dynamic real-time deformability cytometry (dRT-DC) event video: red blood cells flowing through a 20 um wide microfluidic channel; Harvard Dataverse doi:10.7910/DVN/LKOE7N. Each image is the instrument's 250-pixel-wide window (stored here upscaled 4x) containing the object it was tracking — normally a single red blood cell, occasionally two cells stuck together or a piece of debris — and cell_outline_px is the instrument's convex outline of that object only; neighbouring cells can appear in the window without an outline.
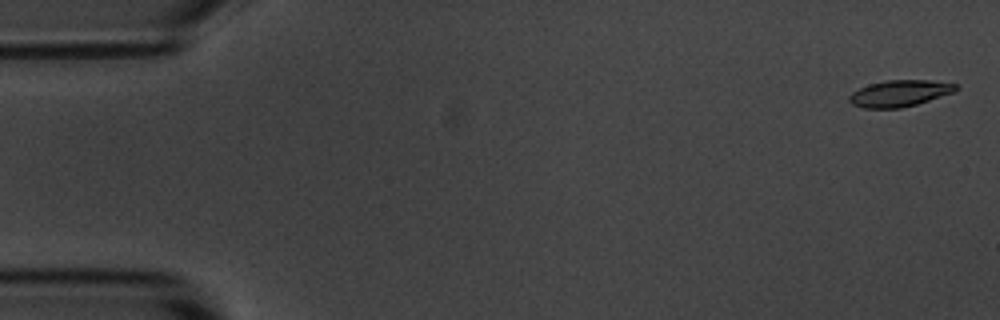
{"species": "common noctule bat (a hibernating species)", "species_latin": "Nyctalus noctula", "temperature_condition": "room temperature", "stored_images_in_passage": 5, "camera_frame_rate_fps": 3000, "um_per_image_px": 0.085, "animal": {"sex": "male", "body_mass_g": 20.1, "forearm_length_mm": 53.5}, "frame": {"image": 1, "passage_image": 1, "time_ms": 0.0, "image_size_px": [1000, 320], "cell_outline_px": [[956, 88], [952, 92], [916, 104], [900, 108], [864, 108], [852, 104], [848, 100], [848, 96], [852, 92], [868, 84], [888, 80], [928, 80], [956, 84]], "centroid_in_image_um": [76.39, 7.93], "position_along_channel_um": 8.6, "area_um2": 16.13}}
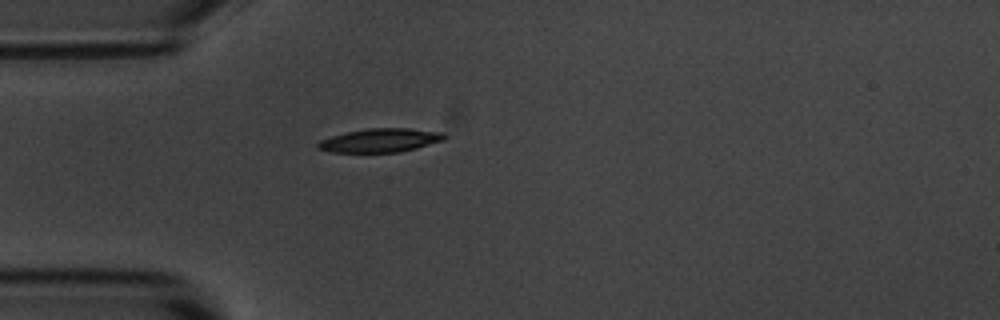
{"frame": {"image": 2, "passage_image": 5, "time_ms": 4.667, "image_size_px": [1000, 320], "cell_outline_px": [[448, 136], [444, 140], [416, 148], [400, 152], [332, 152], [316, 148], [316, 144], [320, 140], [332, 136], [348, 132], [368, 128], [408, 128], [444, 132]], "centroid_in_image_um": [32.35, 11.92], "position_along_channel_um": 52.7, "area_um2": 17.46}}